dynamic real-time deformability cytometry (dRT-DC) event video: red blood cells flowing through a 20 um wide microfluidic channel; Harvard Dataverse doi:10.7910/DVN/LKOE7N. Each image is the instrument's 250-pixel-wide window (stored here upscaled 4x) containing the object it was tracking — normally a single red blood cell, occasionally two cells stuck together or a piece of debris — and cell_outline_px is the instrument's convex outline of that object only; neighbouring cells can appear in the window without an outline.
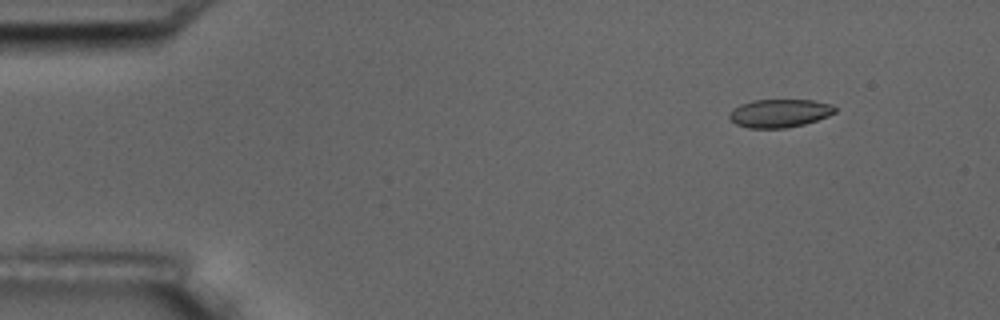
{"species": "common noctule bat (a hibernating species)", "species_latin": "Nyctalus noctula", "temperature_condition": "room temperature", "stored_images_in_passage": 6, "segment_of_instrument_passage": [2, 2], "camera_frame_rate_fps": 3000, "um_per_image_px": 0.085, "animal": {"sex": "male", "body_mass_g": 17.5, "forearm_length_mm": 52.3}, "frame": {"image": 1, "passage_image": 6, "time_ms": 7.333, "image_size_px": [1000, 320], "cell_outline_px": [[836, 112], [828, 116], [804, 124], [784, 128], [748, 128], [736, 124], [728, 116], [728, 112], [732, 108], [740, 104], [752, 100], [812, 100], [832, 104], [836, 108]], "centroid_in_image_um": [66.24, 9.62], "position_along_channel_um": 18.8, "area_um2": 17.46}}